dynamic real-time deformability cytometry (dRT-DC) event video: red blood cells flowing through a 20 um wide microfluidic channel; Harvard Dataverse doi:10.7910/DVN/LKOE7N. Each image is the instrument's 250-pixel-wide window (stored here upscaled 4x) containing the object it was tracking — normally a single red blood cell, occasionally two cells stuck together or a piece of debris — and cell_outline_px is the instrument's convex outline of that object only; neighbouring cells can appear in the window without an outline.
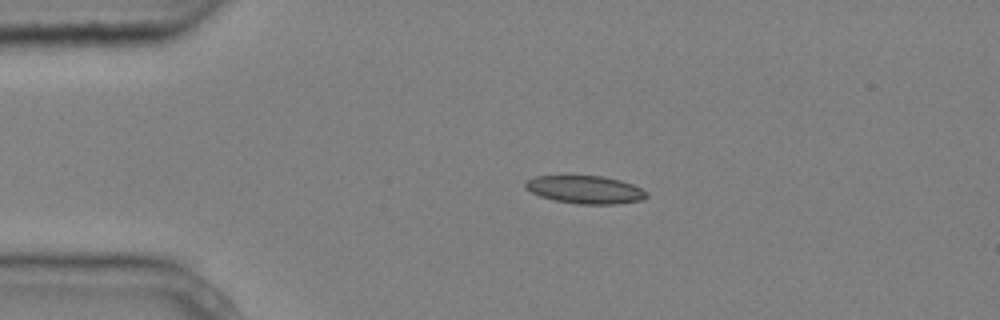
{"species": "common noctule bat (a hibernating species)", "species_latin": "Nyctalus noctula", "temperature_condition": "cold", "stored_images_in_passage": 2, "camera_frame_rate_fps": 3000, "um_per_image_px": 0.085, "animal": {"sex": "male", "body_mass_g": 20.4}, "frame": {"image": 1, "passage_image": 1, "time_ms": 0.0, "image_size_px": [1000, 320], "cell_outline_px": [[648, 196], [644, 200], [616, 204], [576, 204], [556, 200], [540, 196], [524, 188], [524, 184], [528, 180], [536, 176], [604, 176], [620, 180], [632, 184], [648, 192]], "centroid_in_image_um": [49.78, 16.12], "position_along_channel_um": 35.2, "area_um2": 19.71}}